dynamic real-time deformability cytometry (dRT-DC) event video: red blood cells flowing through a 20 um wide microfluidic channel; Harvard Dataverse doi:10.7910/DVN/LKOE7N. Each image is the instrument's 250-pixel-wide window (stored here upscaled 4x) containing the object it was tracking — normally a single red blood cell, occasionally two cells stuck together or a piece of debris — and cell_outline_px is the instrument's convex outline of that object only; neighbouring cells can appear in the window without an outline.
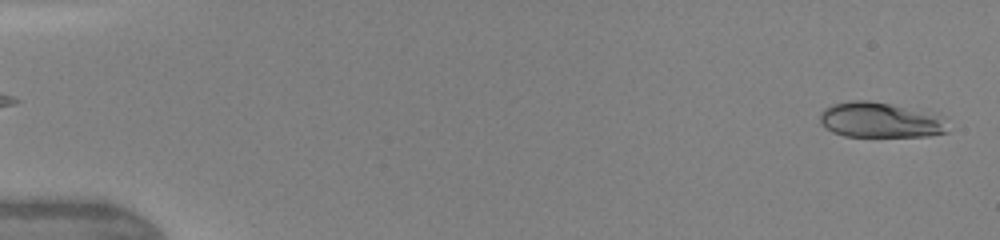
{"species": "human", "species_latin": "Homo sapiens", "temperature_condition": "warm", "stored_images_in_passage": 6, "segment_of_instrument_passage": [2, 2], "camera_frame_rate_fps": 3000, "um_per_image_px": 0.085, "donor": {"sex": "female"}, "frame": {"image": 1, "passage_image": 6, "time_ms": 4.667, "image_size_px": [1000, 240], "cell_outline_px": [[948, 132], [928, 136], [844, 136], [832, 132], [820, 124], [820, 112], [824, 108], [832, 104], [852, 100], [868, 100], [892, 104], [944, 116]], "centroid_in_image_um": [74.8, 10.2], "position_along_channel_um": 10.2, "area_um2": 26.41}}